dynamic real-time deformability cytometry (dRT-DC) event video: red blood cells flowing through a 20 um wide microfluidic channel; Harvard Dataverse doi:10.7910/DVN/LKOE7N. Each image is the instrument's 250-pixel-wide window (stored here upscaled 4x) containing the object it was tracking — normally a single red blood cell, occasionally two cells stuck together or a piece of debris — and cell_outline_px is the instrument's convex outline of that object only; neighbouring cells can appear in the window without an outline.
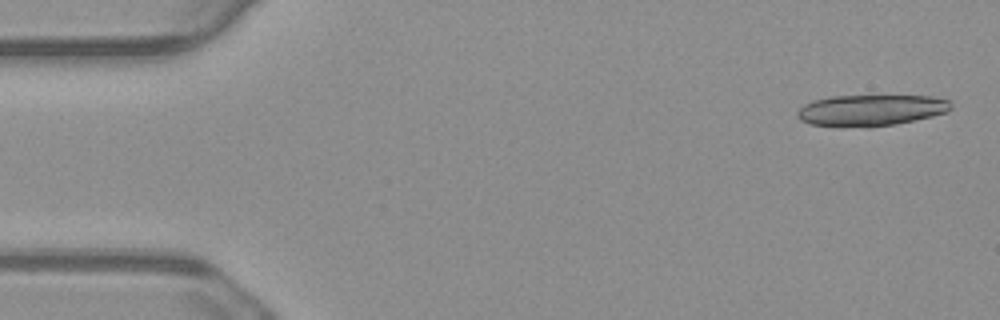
{"species": "common noctule bat (a hibernating species)", "species_latin": "Nyctalus noctula", "temperature_condition": "warm", "stored_images_in_passage": 18, "camera_frame_rate_fps": 3000, "um_per_image_px": 0.085, "animal": {"sex": "male", "body_mass_g": 23.1, "forearm_length_mm": 52.7}, "frame": {"image": 1, "passage_image": 2, "time_ms": 0.333, "image_size_px": [1000, 320], "cell_outline_px": [[952, 108], [948, 112], [932, 116], [896, 124], [872, 128], [868, 128], [808, 124], [800, 120], [796, 116], [796, 112], [804, 104], [812, 100], [832, 96], [932, 96], [952, 100]], "centroid_in_image_um": [74.04, 9.38], "position_along_channel_um": 11.0, "area_um2": 28.38}}